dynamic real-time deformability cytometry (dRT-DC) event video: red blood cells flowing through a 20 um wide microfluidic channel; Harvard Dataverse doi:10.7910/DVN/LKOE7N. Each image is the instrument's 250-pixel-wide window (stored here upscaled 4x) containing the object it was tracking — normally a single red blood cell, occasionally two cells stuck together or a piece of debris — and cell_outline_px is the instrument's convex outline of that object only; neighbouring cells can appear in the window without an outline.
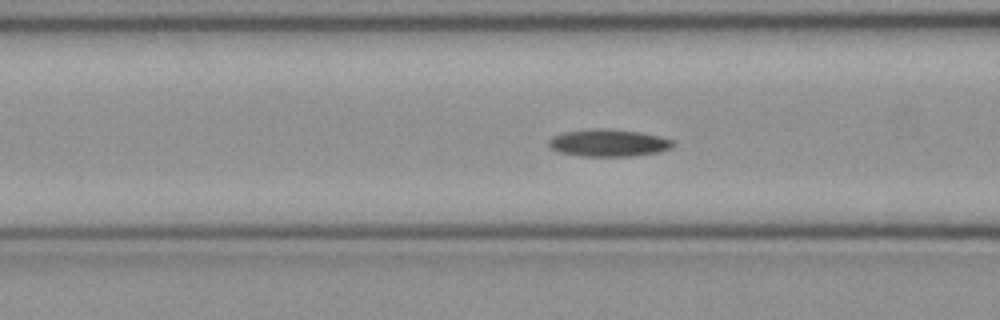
{"species": "common noctule bat (a hibernating species)", "species_latin": "Nyctalus noctula", "temperature_condition": "cold", "stored_images_in_passage": 37, "camera_frame_rate_fps": 3000, "um_per_image_px": 0.085, "animal": {"sex": "female", "body_mass_g": 21.9}, "frame": {"image": 1, "passage_image": 6, "time_ms": 1.667, "image_size_px": [1000, 320], "cell_outline_px": [[676, 144], [672, 148], [660, 152], [632, 156], [580, 156], [560, 152], [552, 148], [548, 144], [548, 140], [552, 136], [564, 132], [592, 128], [608, 128], [640, 132], [660, 136], [676, 140]], "centroid_in_image_um": [51.78, 12.14], "position_along_channel_um": 114.8, "area_um2": 20.06}}
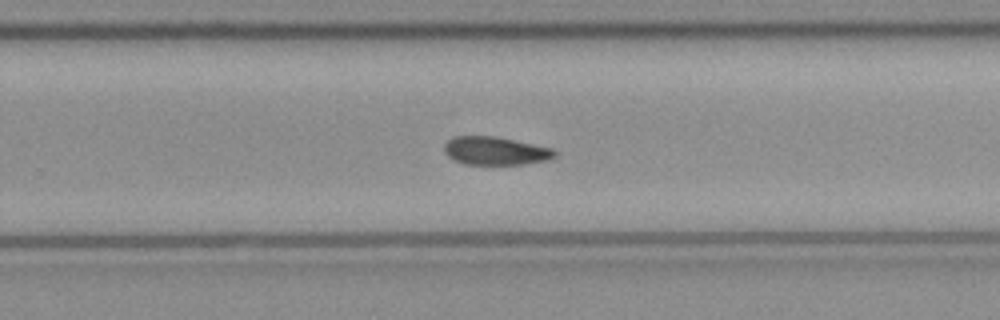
{"frame": {"image": 2, "passage_image": 19, "time_ms": 6.0, "image_size_px": [1000, 320], "cell_outline_px": [[556, 156], [548, 160], [524, 164], [464, 164], [452, 160], [444, 152], [444, 144], [452, 136], [496, 136], [552, 148], [556, 152]], "centroid_in_image_um": [42.08, 12.82], "position_along_channel_um": 287.7, "area_um2": 18.26}}
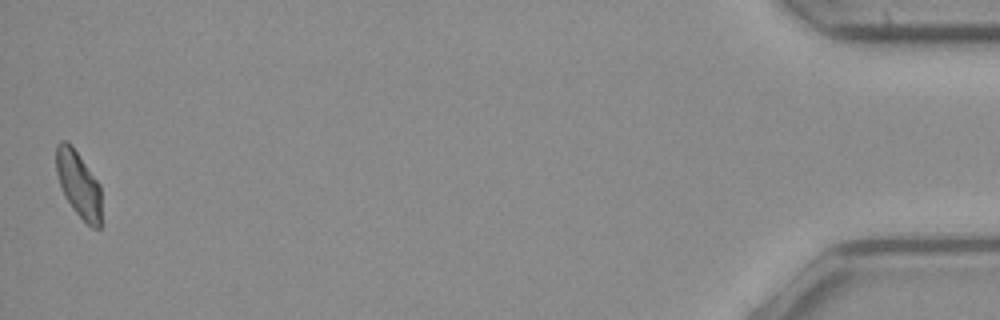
{"frame": {"image": 3, "passage_image": 37, "time_ms": 12.0, "image_size_px": [1000, 320], "cell_outline_px": [[100, 228], [92, 228], [72, 208], [60, 184], [56, 172], [56, 144], [60, 140], [68, 140], [100, 184]], "centroid_in_image_um": [6.66, 15.61], "position_along_channel_um": 428.5, "area_um2": 17.17}}